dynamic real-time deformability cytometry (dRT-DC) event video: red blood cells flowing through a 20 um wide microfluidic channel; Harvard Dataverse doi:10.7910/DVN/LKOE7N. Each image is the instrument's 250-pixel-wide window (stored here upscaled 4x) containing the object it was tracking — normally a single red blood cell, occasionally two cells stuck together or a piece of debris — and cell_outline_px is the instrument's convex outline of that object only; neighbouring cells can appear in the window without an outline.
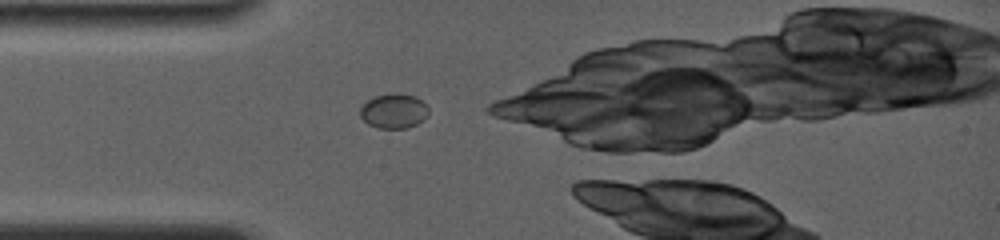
{"species": "common noctule bat (a hibernating species)", "species_latin": "Nyctalus noctula", "temperature_condition": "room temperature", "stored_images_in_passage": 1, "camera_frame_rate_fps": 4000, "um_per_image_px": 0.085, "animal": {"sex": "female", "body_mass_g": 19.0, "forearm_length_mm": 56.7}, "frame": {"image": 1, "passage_image": 1, "time_ms": 0.0, "image_size_px": [1000, 240], "cell_outline_px": [[428, 116], [424, 120], [408, 128], [380, 128], [368, 124], [360, 116], [360, 108], [368, 100], [376, 96], [396, 92], [416, 96], [428, 108]], "centroid_in_image_um": [33.49, 9.43], "position_along_channel_um": 51.5, "area_um2": 13.81}}